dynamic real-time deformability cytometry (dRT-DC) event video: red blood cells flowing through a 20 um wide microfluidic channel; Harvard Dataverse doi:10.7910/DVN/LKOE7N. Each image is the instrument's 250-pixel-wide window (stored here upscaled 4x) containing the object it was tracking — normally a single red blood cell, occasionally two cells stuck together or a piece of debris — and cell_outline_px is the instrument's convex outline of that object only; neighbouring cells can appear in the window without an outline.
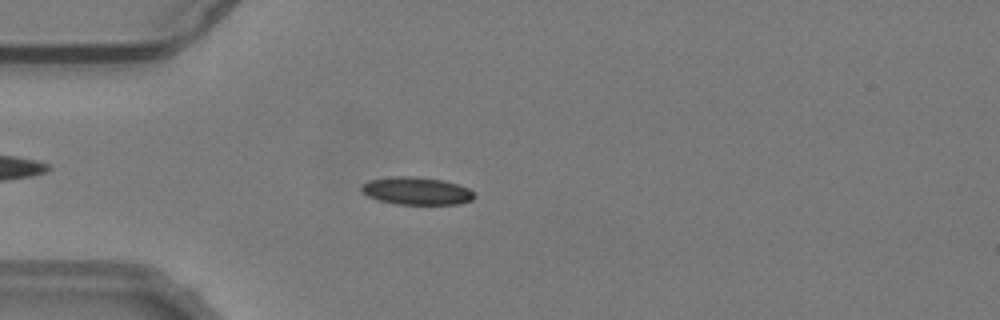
{"species": "common noctule bat (a hibernating species)", "species_latin": "Nyctalus noctula", "temperature_condition": "warm", "stored_images_in_passage": 54, "camera_frame_rate_fps": 3000, "um_per_image_px": 0.085, "animal": {"sex": "male", "body_mass_g": 19.2, "forearm_length_mm": 51.8}, "frame": {"image": 1, "passage_image": 15, "time_ms": 4.667, "image_size_px": [1000, 320], "cell_outline_px": [[476, 196], [472, 200], [460, 204], [396, 204], [380, 200], [368, 196], [360, 192], [360, 184], [368, 180], [392, 176], [416, 176], [444, 180], [468, 188], [476, 192]], "centroid_in_image_um": [35.4, 16.22], "position_along_channel_um": 49.6, "area_um2": 18.5}}
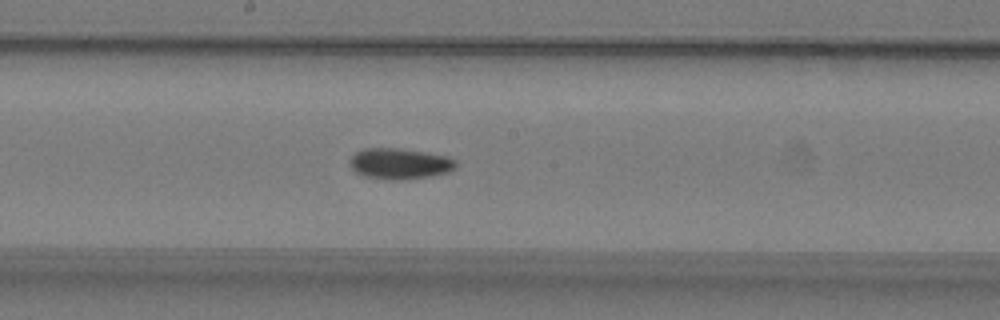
{"frame": {"image": 2, "passage_image": 29, "time_ms": 9.333, "image_size_px": [1000, 320], "cell_outline_px": [[456, 164], [448, 172], [428, 176], [396, 180], [388, 180], [364, 176], [356, 172], [352, 168], [352, 156], [356, 152], [364, 148], [396, 148], [424, 152], [448, 156], [456, 160]], "centroid_in_image_um": [33.97, 13.9], "position_along_channel_um": 214.2, "area_um2": 18.73}}
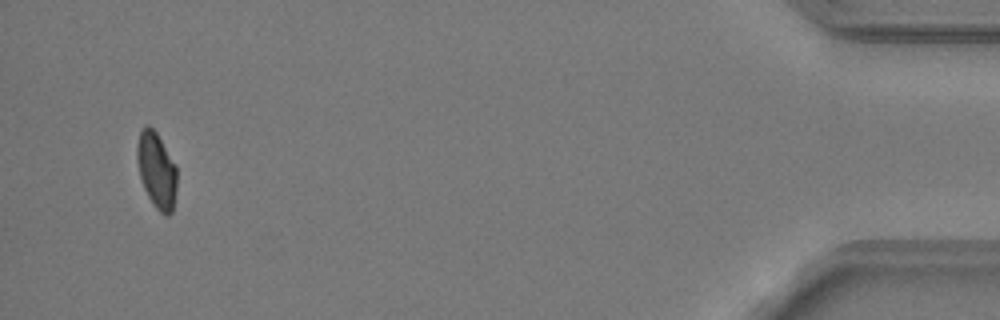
{"frame": {"image": 3, "passage_image": 52, "time_ms": 17.0, "image_size_px": [1000, 320], "cell_outline_px": [[176, 188], [172, 212], [168, 216], [164, 216], [156, 208], [148, 196], [144, 188], [140, 176], [136, 160], [136, 148], [140, 132], [144, 124], [148, 124], [156, 132], [176, 164]], "centroid_in_image_um": [13.3, 14.46], "position_along_channel_um": 421.9, "area_um2": 17.69}, "authors_computed_cell_mechanics": {"area_um2": 18.0625, "velocity_mm_per_s": 3.8064, "shape_relaxation_time_tau1_ms": 9.5596, "shape_relaxation_time_tau2_ms": 4.8234, "deformation_change_tau1": 0.1902, "deformation_change_tau2": 0.1}}